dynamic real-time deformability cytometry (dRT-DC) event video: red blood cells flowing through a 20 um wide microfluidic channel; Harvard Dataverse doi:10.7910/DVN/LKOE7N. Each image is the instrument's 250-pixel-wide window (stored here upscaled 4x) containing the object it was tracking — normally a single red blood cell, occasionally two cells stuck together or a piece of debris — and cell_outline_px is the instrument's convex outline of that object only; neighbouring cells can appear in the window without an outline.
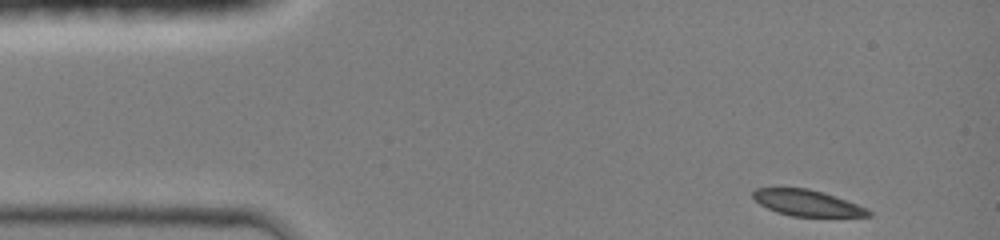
{"species": "common noctule bat (a hibernating species)", "species_latin": "Nyctalus noctula", "temperature_condition": "room temperature", "stored_images_in_passage": 22, "camera_frame_rate_fps": 3000, "um_per_image_px": 0.085, "animal": {"sex": "female", "body_mass_g": 19.0, "forearm_length_mm": 51.5}, "frame": {"image": 1, "passage_image": 1, "time_ms": 0.0, "image_size_px": [1000, 240], "cell_outline_px": [[872, 216], [792, 216], [776, 212], [760, 204], [752, 196], [752, 192], [756, 188], [808, 188], [868, 208], [872, 212]], "centroid_in_image_um": [68.58, 17.25], "position_along_channel_um": 16.4, "area_um2": 17.17}}
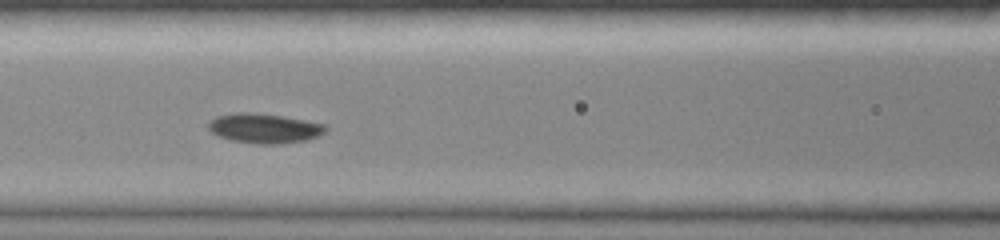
{"frame": {"image": 2, "passage_image": 13, "time_ms": 5.0, "image_size_px": [1000, 240], "cell_outline_px": [[328, 128], [320, 136], [308, 140], [280, 144], [256, 144], [232, 140], [216, 136], [208, 128], [208, 120], [216, 116], [232, 112], [252, 112], [284, 116], [324, 124]], "centroid_in_image_um": [22.44, 10.9], "position_along_channel_um": 144.2, "area_um2": 20.63}}
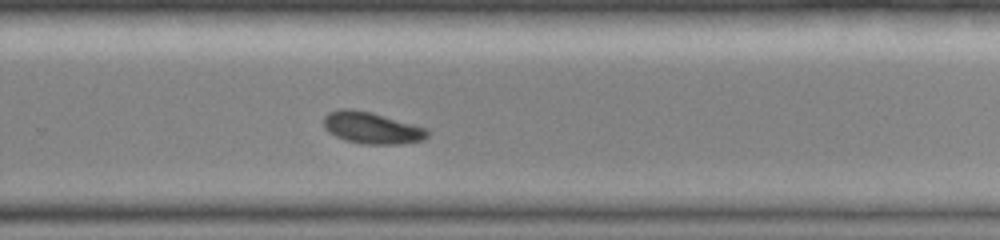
{"frame": {"image": 3, "passage_image": 22, "time_ms": 8.667, "image_size_px": [1000, 240], "cell_outline_px": [[428, 136], [424, 140], [396, 144], [364, 144], [344, 140], [328, 132], [324, 128], [324, 116], [328, 112], [340, 108], [352, 108], [372, 112], [428, 128]], "centroid_in_image_um": [31.58, 10.85], "position_along_channel_um": 298.2, "area_um2": 19.36}}